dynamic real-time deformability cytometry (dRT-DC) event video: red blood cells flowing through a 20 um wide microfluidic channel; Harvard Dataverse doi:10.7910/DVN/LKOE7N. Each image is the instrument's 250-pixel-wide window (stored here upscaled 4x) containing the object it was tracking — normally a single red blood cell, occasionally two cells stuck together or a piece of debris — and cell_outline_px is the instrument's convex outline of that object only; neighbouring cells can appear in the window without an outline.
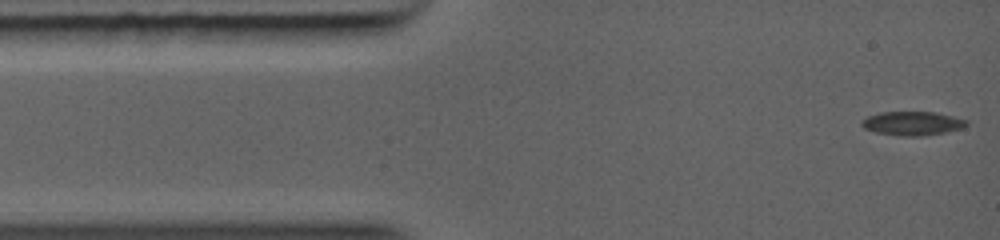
{"species": "common noctule bat (a hibernating species)", "species_latin": "Nyctalus noctula", "temperature_condition": "warm", "stored_images_in_passage": 31, "camera_frame_rate_fps": 5000, "um_per_image_px": 0.085, "animal": {"sex": "female", "body_mass_g": 19.0, "forearm_length_mm": 56.7}, "frame": {"image": 1, "passage_image": 1, "time_ms": 0.0, "image_size_px": [1000, 240], "cell_outline_px": [[968, 124], [964, 128], [924, 136], [900, 136], [876, 132], [864, 128], [860, 124], [860, 120], [868, 116], [880, 112], [936, 112], [968, 120]], "centroid_in_image_um": [77.55, 10.48], "position_along_channel_um": 7.4, "area_um2": 14.68}}
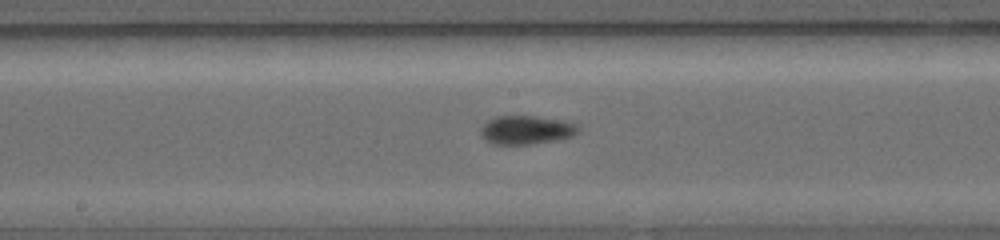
{"frame": {"image": 2, "passage_image": 14, "time_ms": 5.4, "image_size_px": [1000, 240], "cell_outline_px": [[580, 128], [572, 136], [560, 140], [528, 144], [492, 144], [484, 140], [480, 136], [480, 128], [488, 120], [496, 116], [536, 116], [576, 124]], "centroid_in_image_um": [44.67, 11.06], "position_along_channel_um": 203.5, "area_um2": 16.24}}
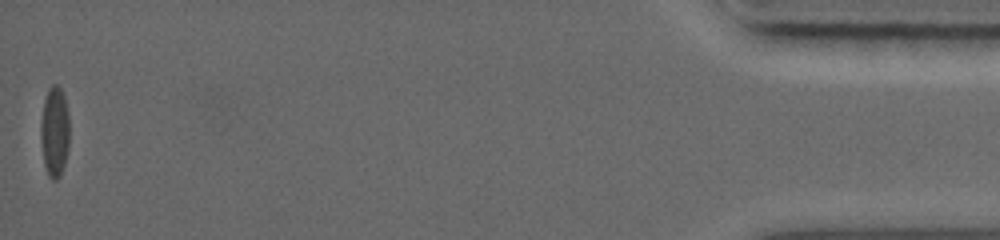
{"frame": {"image": 3, "passage_image": 31, "time_ms": 12.8, "image_size_px": [1000, 240], "cell_outline_px": [[68, 144], [60, 176], [56, 180], [52, 180], [48, 176], [44, 164], [44, 100], [48, 88], [52, 84], [56, 84], [60, 88], [64, 96], [68, 112]], "centroid_in_image_um": [4.69, 11.16], "position_along_channel_um": 430.5, "area_um2": 13.87}}